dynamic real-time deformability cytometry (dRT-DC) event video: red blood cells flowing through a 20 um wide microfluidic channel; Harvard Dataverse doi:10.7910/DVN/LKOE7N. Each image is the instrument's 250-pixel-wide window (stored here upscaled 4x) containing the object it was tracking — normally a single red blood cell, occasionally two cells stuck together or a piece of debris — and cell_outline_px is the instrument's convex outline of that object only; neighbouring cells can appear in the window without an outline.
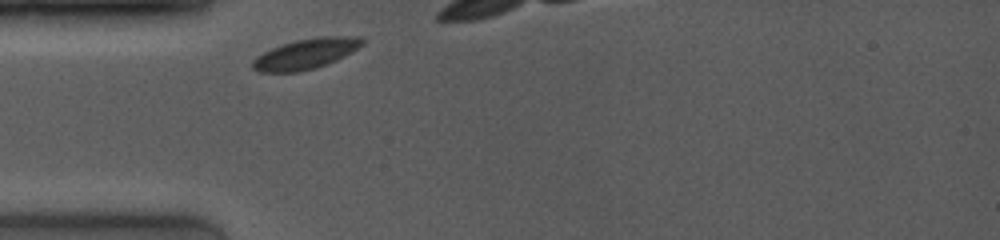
{"species": "common noctule bat (a hibernating species)", "species_latin": "Nyctalus noctula", "temperature_condition": "room temperature", "stored_images_in_passage": 4, "camera_frame_rate_fps": 4000, "um_per_image_px": 0.085, "animal": {"sex": "female", "body_mass_g": 19.0, "forearm_length_mm": 53.3}, "frame": {"image": 1, "passage_image": 1, "time_ms": 0.0, "image_size_px": [1000, 240], "cell_outline_px": [[368, 40], [364, 44], [352, 52], [336, 60], [316, 68], [300, 72], [260, 72], [252, 68], [252, 60], [256, 56], [280, 44], [296, 40], [320, 36], [364, 36]], "centroid_in_image_um": [26.04, 4.56], "position_along_channel_um": 59.0, "area_um2": 19.71}}